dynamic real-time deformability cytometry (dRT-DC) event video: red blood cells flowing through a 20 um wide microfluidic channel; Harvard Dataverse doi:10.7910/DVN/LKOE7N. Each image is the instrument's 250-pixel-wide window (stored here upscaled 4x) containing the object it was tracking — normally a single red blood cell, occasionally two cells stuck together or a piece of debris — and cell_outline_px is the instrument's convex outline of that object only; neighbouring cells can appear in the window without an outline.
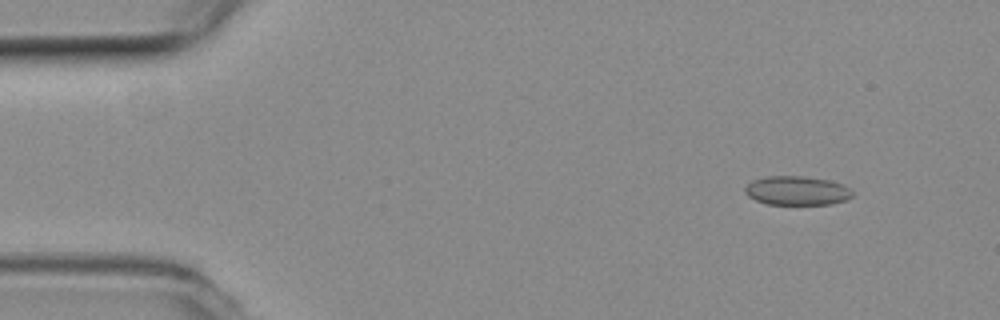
{"species": "common noctule bat (a hibernating species)", "species_latin": "Nyctalus noctula", "temperature_condition": "room temperature", "stored_images_in_passage": 53, "camera_frame_rate_fps": 3000, "um_per_image_px": 0.085, "animal": {"sex": "female", "body_mass_g": 19.3, "forearm_length_mm": 54.1}, "frame": {"image": 1, "passage_image": 5, "time_ms": 1.333, "image_size_px": [1000, 320], "cell_outline_px": [[852, 196], [844, 200], [832, 204], [768, 204], [756, 200], [748, 196], [744, 192], [744, 188], [752, 180], [768, 176], [804, 176], [828, 180], [844, 184], [852, 192]], "centroid_in_image_um": [67.72, 16.2], "position_along_channel_um": 17.3, "area_um2": 18.09}}
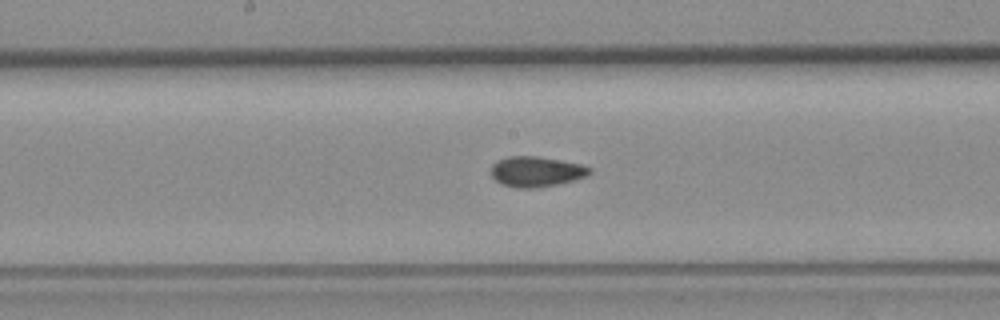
{"frame": {"image": 2, "passage_image": 27, "time_ms": 8.667, "image_size_px": [1000, 320], "cell_outline_px": [[592, 172], [588, 176], [560, 184], [540, 188], [516, 188], [500, 184], [492, 176], [492, 164], [496, 160], [512, 156], [536, 156], [560, 160], [580, 164], [592, 168]], "centroid_in_image_um": [45.6, 14.6], "position_along_channel_um": 202.6, "area_um2": 17.63}}
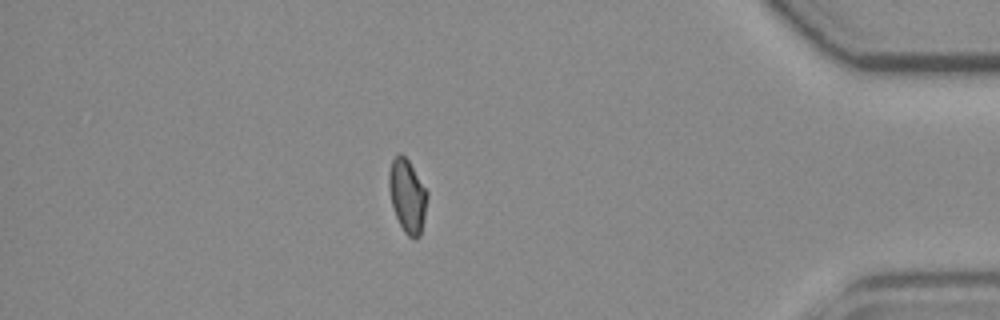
{"frame": {"image": 3, "passage_image": 46, "time_ms": 15.0, "image_size_px": [1000, 320], "cell_outline_px": [[428, 196], [420, 236], [416, 240], [408, 236], [404, 232], [396, 216], [392, 204], [388, 188], [388, 172], [392, 160], [400, 152], [408, 160], [428, 192]], "centroid_in_image_um": [34.62, 16.65], "position_along_channel_um": 400.6, "area_um2": 16.3}, "authors_computed_cell_mechanics": {"area_um2": 17.1666, "velocity_mm_per_s": 3.812, "shape_relaxation_time_tau1_ms": null, "shape_relaxation_time_tau2_ms": 2.2892, "deformation_change_tau1": null, "deformation_change_tau2": 0.0661}}